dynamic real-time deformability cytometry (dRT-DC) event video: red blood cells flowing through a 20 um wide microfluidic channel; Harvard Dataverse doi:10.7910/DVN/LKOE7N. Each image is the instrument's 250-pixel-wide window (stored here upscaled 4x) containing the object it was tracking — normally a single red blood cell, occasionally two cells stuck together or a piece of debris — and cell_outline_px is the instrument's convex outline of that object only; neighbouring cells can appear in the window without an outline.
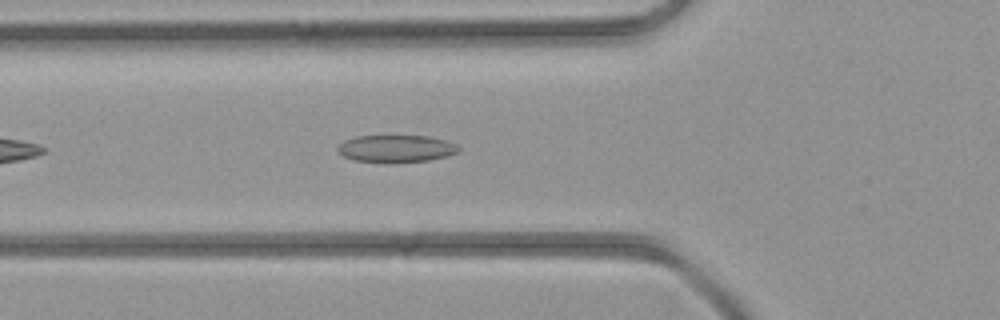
{"species": "common noctule bat (a hibernating species)", "species_latin": "Nyctalus noctula", "temperature_condition": "room temperature", "stored_images_in_passage": 31, "camera_frame_rate_fps": 3000, "um_per_image_px": 0.085, "animal": {"sex": "female", "body_mass_g": 21.9}, "frame": {"image": 1, "passage_image": 2, "time_ms": 0.333, "image_size_px": [1000, 320], "cell_outline_px": [[460, 148], [456, 152], [448, 156], [428, 160], [392, 164], [388, 164], [356, 160], [344, 156], [336, 148], [344, 140], [356, 136], [428, 136], [444, 140], [456, 144]], "centroid_in_image_um": [33.66, 12.65], "position_along_channel_um": 92.1, "area_um2": 19.36}}
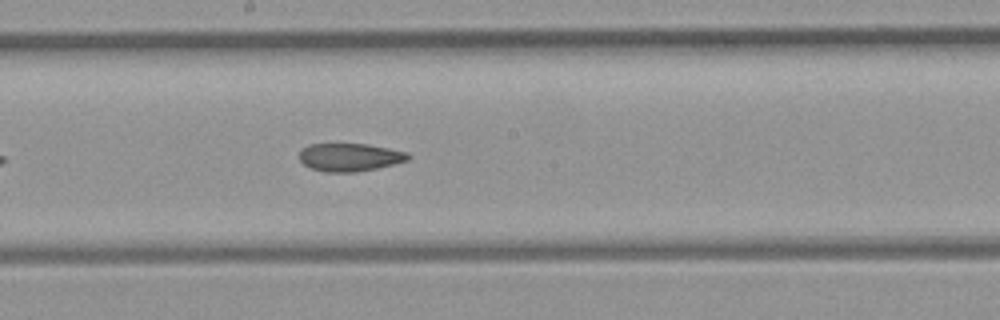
{"frame": {"image": 2, "passage_image": 10, "time_ms": 3.0, "image_size_px": [1000, 320], "cell_outline_px": [[412, 156], [408, 160], [376, 168], [356, 172], [324, 172], [312, 168], [304, 164], [300, 160], [300, 148], [308, 144], [368, 144], [408, 152]], "centroid_in_image_um": [29.72, 13.35], "position_along_channel_um": 218.5, "area_um2": 17.74}}
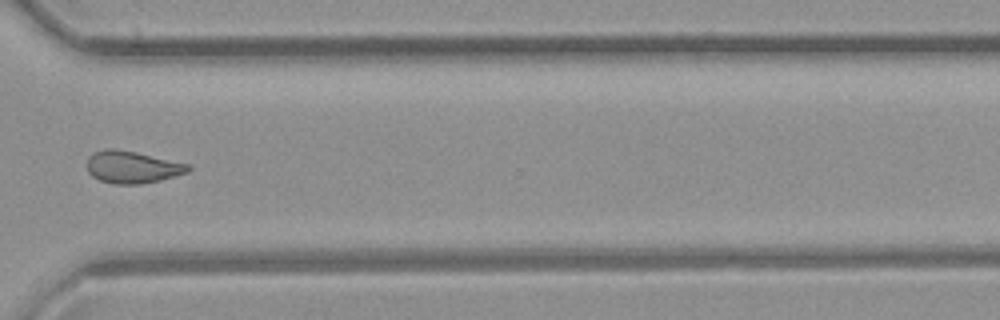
{"frame": {"image": 3, "passage_image": 19, "time_ms": 6.0, "image_size_px": [1000, 320], "cell_outline_px": [[192, 168], [188, 172], [160, 180], [140, 184], [112, 184], [100, 180], [92, 176], [88, 172], [88, 156], [92, 152], [104, 148], [112, 148], [136, 152], [192, 164]], "centroid_in_image_um": [11.25, 14.19], "position_along_channel_um": 359.3, "area_um2": 19.19}}